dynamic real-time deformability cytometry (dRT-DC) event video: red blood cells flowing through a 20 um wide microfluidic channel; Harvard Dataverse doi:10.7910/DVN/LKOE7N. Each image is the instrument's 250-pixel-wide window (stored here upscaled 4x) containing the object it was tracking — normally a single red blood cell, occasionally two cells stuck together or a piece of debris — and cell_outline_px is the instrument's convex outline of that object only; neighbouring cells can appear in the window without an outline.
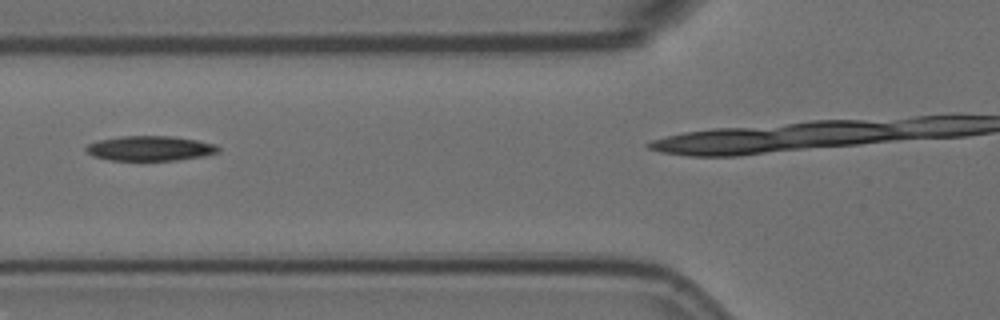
{"species": "Egyptian fruit bat (a non-hibernating species)", "species_latin": "Rousettus aegyptiacus", "temperature_condition": "room temperature", "stored_images_in_passage": 6, "camera_frame_rate_fps": 3000, "um_per_image_px": 0.085, "animal": {"sex": "female"}, "frame": {"image": 1, "passage_image": 4, "time_ms": 1.0, "image_size_px": [1000, 320], "cell_outline_px": [[220, 152], [204, 156], [176, 160], [108, 160], [92, 156], [84, 148], [88, 144], [100, 140], [120, 136], [172, 136], [196, 140], [216, 144], [220, 148]], "centroid_in_image_um": [12.77, 12.61], "position_along_channel_um": 113.0, "area_um2": 19.19}}